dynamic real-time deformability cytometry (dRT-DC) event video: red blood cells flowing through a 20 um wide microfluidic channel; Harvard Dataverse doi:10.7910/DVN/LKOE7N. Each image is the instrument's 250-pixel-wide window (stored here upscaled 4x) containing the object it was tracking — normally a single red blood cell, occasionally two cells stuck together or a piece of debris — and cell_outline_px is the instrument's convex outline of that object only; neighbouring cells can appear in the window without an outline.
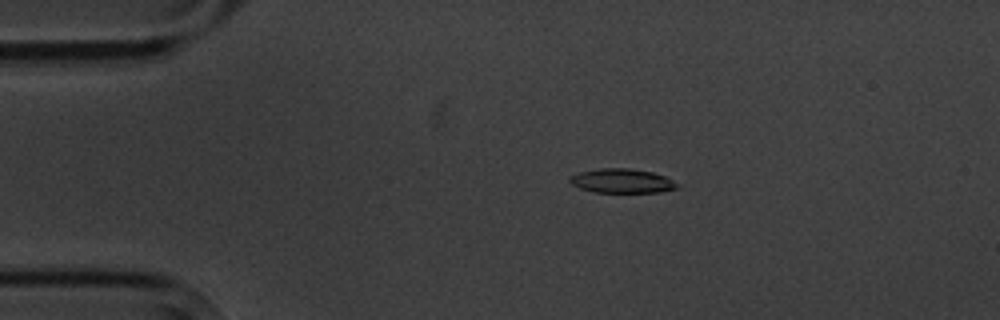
{"species": "common noctule bat (a hibernating species)", "species_latin": "Nyctalus noctula", "temperature_condition": "cold", "stored_images_in_passage": 11, "camera_frame_rate_fps": 3000, "um_per_image_px": 0.085, "animal": {"sex": "male", "body_mass_g": 20.1, "forearm_length_mm": 53.5}, "frame": {"image": 1, "passage_image": 3, "time_ms": 3.333, "image_size_px": [1000, 320], "cell_outline_px": [[680, 188], [660, 192], [596, 192], [580, 188], [572, 184], [568, 180], [568, 176], [580, 172], [600, 168], [628, 168], [652, 172], [664, 176], [680, 184]], "centroid_in_image_um": [52.88, 15.37], "position_along_channel_um": 32.1, "area_um2": 15.2}}
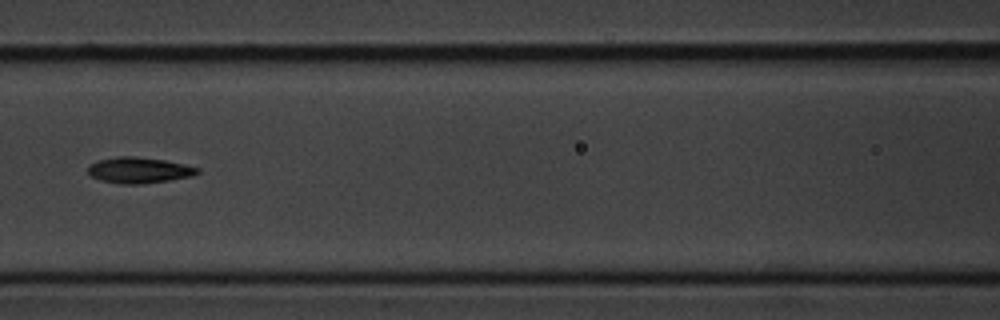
{"frame": {"image": 2, "passage_image": 7, "time_ms": 8.0, "image_size_px": [1000, 320], "cell_outline_px": [[200, 172], [192, 176], [168, 180], [140, 184], [120, 184], [100, 180], [88, 176], [88, 164], [100, 160], [116, 156], [132, 156], [164, 160], [184, 164], [200, 168]], "centroid_in_image_um": [11.78, 14.47], "position_along_channel_um": 154.8, "area_um2": 16.59}}
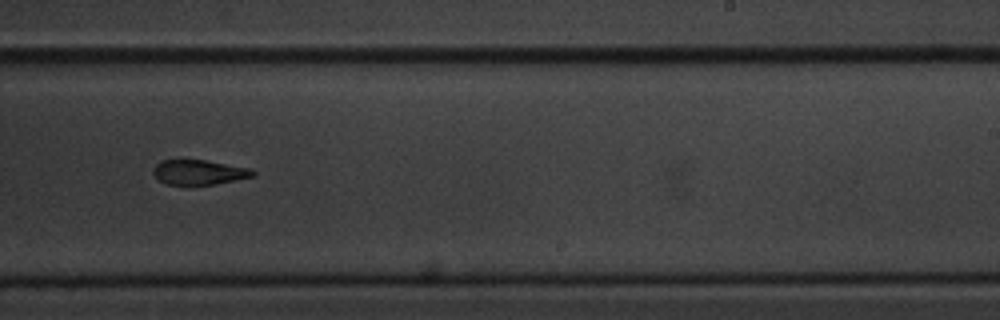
{"frame": {"image": 3, "passage_image": 10, "time_ms": 11.333, "image_size_px": [1000, 320], "cell_outline_px": [[256, 176], [236, 180], [188, 188], [164, 184], [152, 172], [152, 168], [160, 160], [204, 160], [252, 168], [256, 172]], "centroid_in_image_um": [16.89, 14.68], "position_along_channel_um": 272.1, "area_um2": 15.09}}